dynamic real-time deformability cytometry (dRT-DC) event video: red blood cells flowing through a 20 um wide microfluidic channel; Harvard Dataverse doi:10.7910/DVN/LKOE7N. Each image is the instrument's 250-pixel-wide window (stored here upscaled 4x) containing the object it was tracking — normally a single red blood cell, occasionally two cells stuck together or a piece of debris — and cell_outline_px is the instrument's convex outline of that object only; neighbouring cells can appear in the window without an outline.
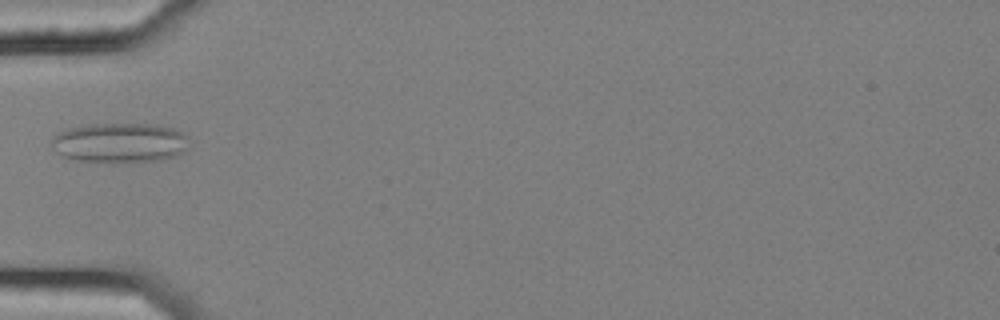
{"species": "common noctule bat (a hibernating species)", "species_latin": "Nyctalus noctula", "temperature_condition": "cold", "stored_images_in_passage": 2, "camera_frame_rate_fps": 3000, "um_per_image_px": 0.085, "animal": {"sex": "female", "body_mass_g": 25.1}, "frame": {"image": 1, "passage_image": 2, "time_ms": 0.333, "image_size_px": [1000, 320], "cell_outline_px": [[188, 148], [184, 152], [172, 156], [156, 160], [112, 164], [76, 160], [60, 156], [52, 148], [52, 136], [68, 128], [88, 124], [156, 124], [172, 128], [188, 136]], "centroid_in_image_um": [10.14, 12.15], "position_along_channel_um": 74.9, "area_um2": 32.43}}